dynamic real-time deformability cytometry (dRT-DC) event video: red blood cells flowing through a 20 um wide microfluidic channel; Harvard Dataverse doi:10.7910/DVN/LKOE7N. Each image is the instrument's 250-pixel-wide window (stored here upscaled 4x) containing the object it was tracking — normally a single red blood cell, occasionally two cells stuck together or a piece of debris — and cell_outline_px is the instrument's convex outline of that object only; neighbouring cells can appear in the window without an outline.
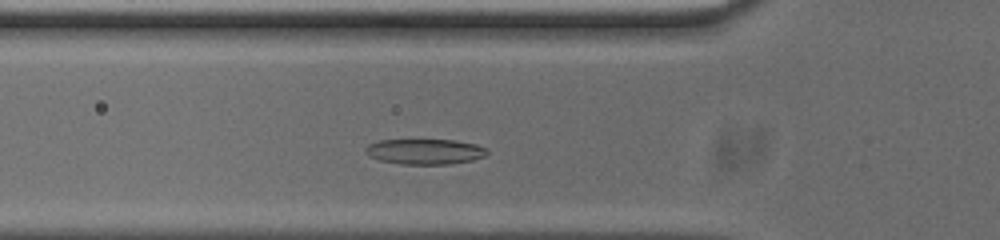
{"species": "common noctule bat (a hibernating species)", "species_latin": "Nyctalus noctula", "temperature_condition": "cold", "stored_images_in_passage": 39, "camera_frame_rate_fps": 3000, "um_per_image_px": 0.085, "animal": {"sex": "male", "body_mass_g": 20.0, "forearm_length_mm": 53.3}, "frame": {"image": 1, "passage_image": 10, "time_ms": 3.0, "image_size_px": [1000, 240], "cell_outline_px": [[488, 152], [484, 156], [472, 160], [452, 164], [400, 164], [380, 160], [368, 156], [364, 152], [364, 148], [368, 144], [380, 140], [456, 140], [476, 144], [488, 148]], "centroid_in_image_um": [36.11, 12.88], "position_along_channel_um": 89.7, "area_um2": 18.15}}
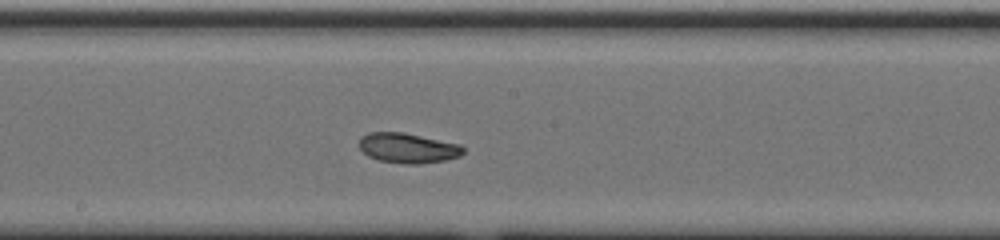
{"frame": {"image": 2, "passage_image": 20, "time_ms": 6.333, "image_size_px": [1000, 240], "cell_outline_px": [[464, 152], [460, 156], [444, 160], [420, 164], [404, 164], [380, 160], [368, 156], [360, 148], [360, 136], [368, 132], [404, 132], [460, 144], [464, 148]], "centroid_in_image_um": [34.67, 12.57], "position_along_channel_um": 213.5, "area_um2": 18.21}}
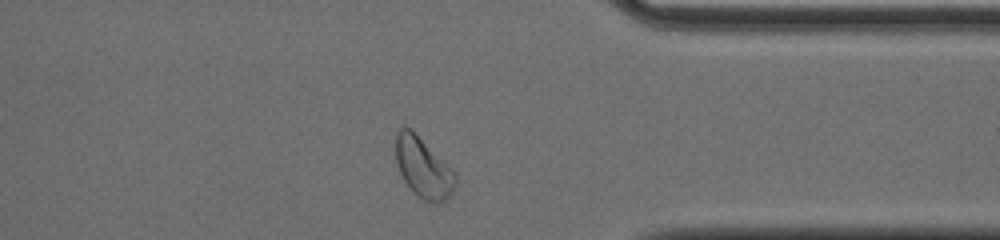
{"frame": {"image": 3, "passage_image": 34, "time_ms": 11.0, "image_size_px": [1000, 240], "cell_outline_px": [[456, 184], [452, 192], [440, 204], [436, 204], [424, 200], [404, 180], [396, 164], [396, 132], [404, 124], [412, 128], [456, 172]], "centroid_in_image_um": [35.98, 14.19], "position_along_channel_um": 375.4, "area_um2": 21.04}, "authors_computed_cell_mechanics": {"area_um2": 18.6116, "velocity_mm_per_s": 3.7164, "shape_relaxation_time_tau1_ms": 2.7764, "shape_relaxation_time_tau2_ms": 3.3208, "deformation_change_tau1": 0.1183, "deformation_change_tau2": 0.0903}}